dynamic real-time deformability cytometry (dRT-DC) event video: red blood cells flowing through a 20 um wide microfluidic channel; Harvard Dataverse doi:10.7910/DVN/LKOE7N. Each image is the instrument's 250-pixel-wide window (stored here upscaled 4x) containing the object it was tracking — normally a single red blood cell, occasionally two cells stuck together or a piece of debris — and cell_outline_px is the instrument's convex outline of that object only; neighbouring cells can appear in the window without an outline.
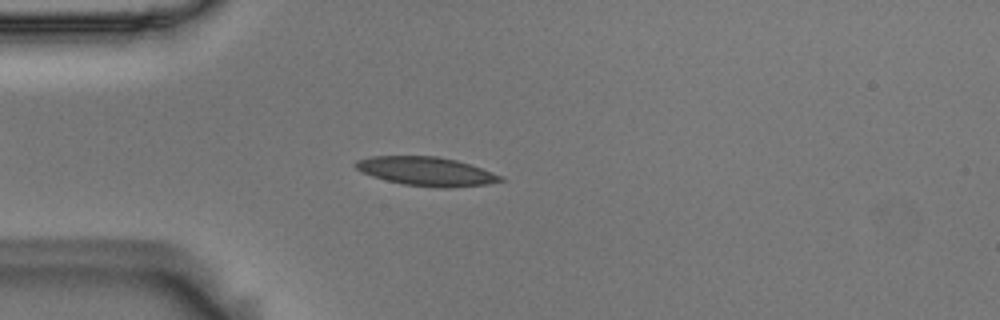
{"species": "Egyptian fruit bat (a non-hibernating species)", "species_latin": "Rousettus aegyptiacus", "temperature_condition": "room temperature", "stored_images_in_passage": 46, "camera_frame_rate_fps": 3000, "um_per_image_px": 0.085, "animal": {"sex": "male"}, "frame": {"image": 1, "passage_image": 6, "time_ms": 1.667, "image_size_px": [1000, 320], "cell_outline_px": [[504, 180], [488, 184], [452, 188], [436, 188], [404, 184], [372, 176], [356, 168], [352, 164], [356, 160], [372, 156], [436, 156], [456, 160], [504, 176]], "centroid_in_image_um": [36.25, 14.57], "position_along_channel_um": 48.8, "area_um2": 24.28}}
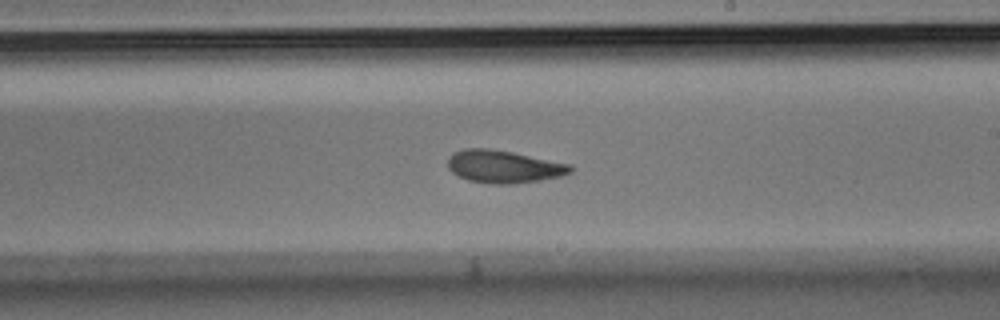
{"frame": {"image": 2, "passage_image": 23, "time_ms": 7.333, "image_size_px": [1000, 320], "cell_outline_px": [[572, 172], [560, 176], [540, 180], [512, 184], [492, 184], [468, 180], [452, 172], [448, 168], [448, 156], [452, 152], [464, 148], [488, 148], [512, 152], [572, 164]], "centroid_in_image_um": [42.8, 14.15], "position_along_channel_um": 246.2, "area_um2": 23.41}}
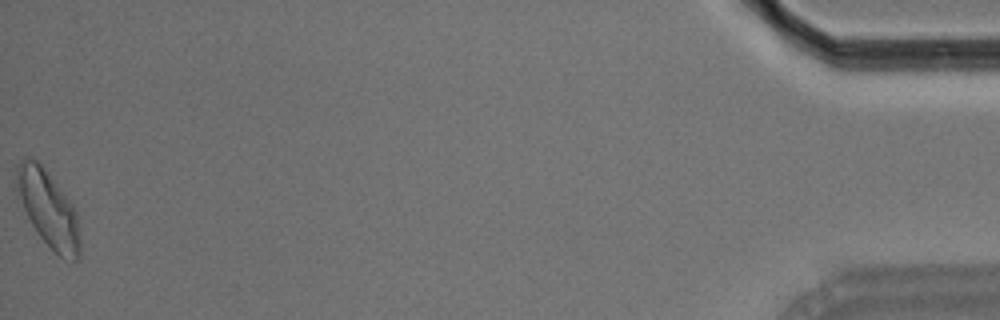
{"frame": {"image": 3, "passage_image": 46, "time_ms": 15.0, "image_size_px": [1000, 320], "cell_outline_px": [[80, 256], [76, 260], [64, 260], [40, 236], [32, 224], [24, 208], [16, 180], [16, 164], [24, 156], [32, 156], [40, 164], [72, 204], [76, 212], [80, 240]], "centroid_in_image_um": [4.12, 17.75], "position_along_channel_um": 431.1, "area_um2": 27.4}, "authors_computed_cell_mechanics": {"area_um2": 23.4379, "velocity_mm_per_s": 3.6914, "shape_relaxation_time_tau1_ms": 5.5912, "shape_relaxation_time_tau2_ms": 3.0079, "deformation_change_tau1": 0.1472, "deformation_change_tau2": 0.1029}}